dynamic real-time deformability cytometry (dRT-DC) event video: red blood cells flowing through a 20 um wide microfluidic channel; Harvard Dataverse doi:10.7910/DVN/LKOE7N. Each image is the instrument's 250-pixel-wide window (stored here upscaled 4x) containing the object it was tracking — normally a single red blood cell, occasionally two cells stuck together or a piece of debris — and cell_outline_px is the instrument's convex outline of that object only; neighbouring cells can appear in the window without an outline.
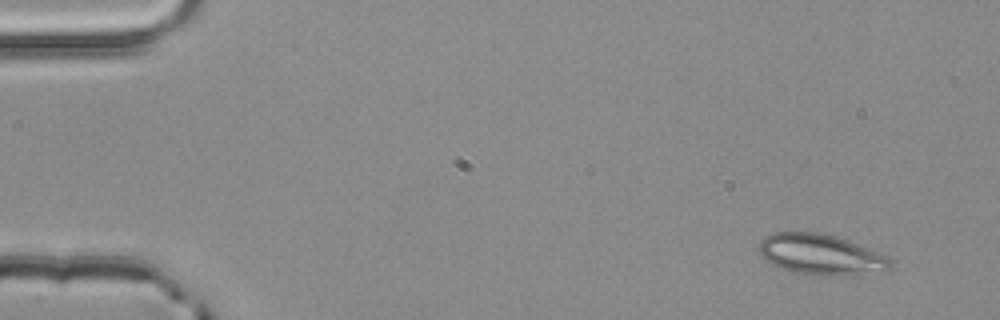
{"species": "common noctule bat (a hibernating species)", "species_latin": "Nyctalus noctula", "temperature_condition": "room temperature", "stored_images_in_passage": 3, "camera_frame_rate_fps": 3000, "um_per_image_px": 0.085, "animal": {"sex": "male", "body_mass_g": 20.4}, "frame": {"image": 1, "passage_image": 1, "time_ms": 0.0, "image_size_px": [1000, 320], "cell_outline_px": [[892, 264], [888, 268], [836, 272], [792, 272], [780, 268], [764, 260], [760, 256], [760, 240], [764, 236], [772, 232], [820, 232], [836, 236], [848, 240], [888, 256], [892, 260]], "centroid_in_image_um": [69.6, 21.52], "position_along_channel_um": 15.4, "area_um2": 29.3}}